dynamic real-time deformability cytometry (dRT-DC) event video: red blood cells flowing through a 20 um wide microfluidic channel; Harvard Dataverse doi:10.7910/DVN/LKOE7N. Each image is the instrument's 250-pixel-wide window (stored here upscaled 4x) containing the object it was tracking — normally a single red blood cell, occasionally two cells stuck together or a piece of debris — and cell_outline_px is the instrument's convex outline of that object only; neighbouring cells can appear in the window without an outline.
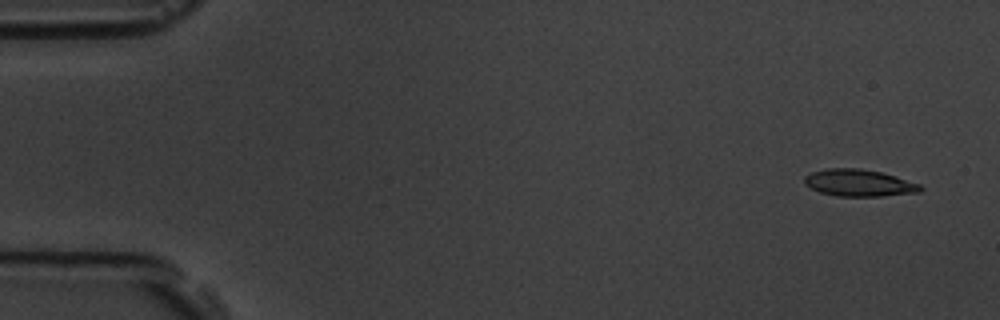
{"species": "common noctule bat (a hibernating species)", "species_latin": "Nyctalus noctula", "temperature_condition": "room temperature", "stored_images_in_passage": 5, "camera_frame_rate_fps": 3000, "um_per_image_px": 0.085, "animal": {"sex": "male", "body_mass_g": 19.5, "forearm_length_mm": 54.6}, "frame": {"image": 1, "passage_image": 1, "time_ms": 0.0, "image_size_px": [1000, 320], "cell_outline_px": [[924, 188], [920, 192], [880, 196], [836, 196], [820, 192], [804, 184], [804, 176], [812, 172], [828, 168], [860, 168], [880, 172], [920, 184]], "centroid_in_image_um": [73.0, 15.55], "position_along_channel_um": 12.0, "area_um2": 18.09}}
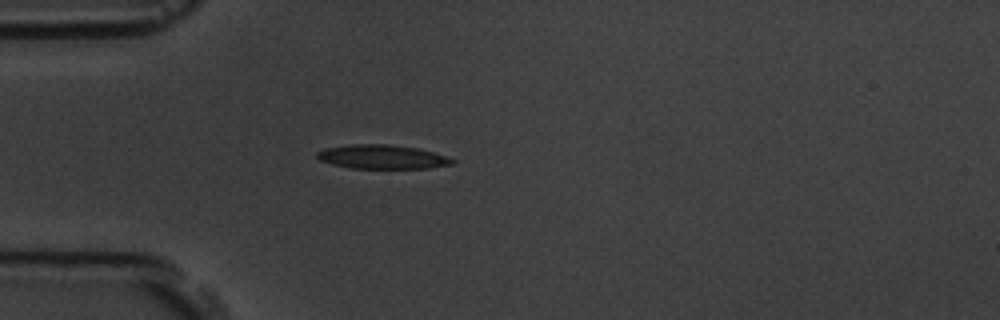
{"frame": {"image": 2, "passage_image": 5, "time_ms": 4.333, "image_size_px": [1000, 320], "cell_outline_px": [[456, 164], [428, 168], [352, 168], [332, 164], [320, 160], [316, 156], [316, 152], [324, 148], [352, 144], [388, 144], [420, 148], [456, 160]], "centroid_in_image_um": [32.49, 13.33], "position_along_channel_um": 52.5, "area_um2": 18.96}}